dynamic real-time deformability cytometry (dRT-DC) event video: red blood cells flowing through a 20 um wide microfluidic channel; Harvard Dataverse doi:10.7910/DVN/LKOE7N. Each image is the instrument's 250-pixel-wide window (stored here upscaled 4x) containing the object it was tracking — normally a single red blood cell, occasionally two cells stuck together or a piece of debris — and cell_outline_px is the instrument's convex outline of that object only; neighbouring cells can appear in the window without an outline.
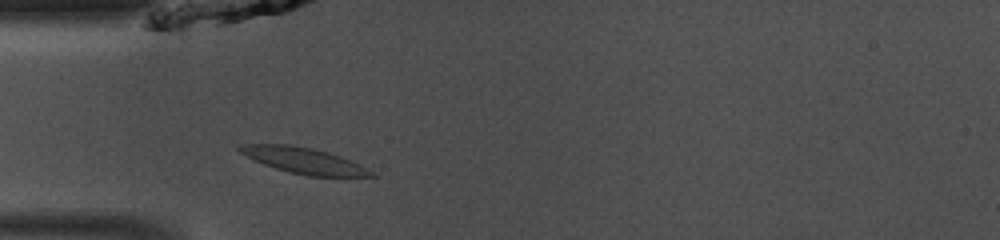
{"species": "common noctule bat (a hibernating species)", "species_latin": "Nyctalus noctula", "temperature_condition": "room temperature", "stored_images_in_passage": 40, "camera_frame_rate_fps": 3000, "um_per_image_px": 0.085, "animal": {"sex": "male", "body_mass_g": 13.0, "forearm_length_mm": 53.1}, "frame": {"image": 1, "passage_image": 6, "time_ms": 1.667, "image_size_px": [1000, 240], "cell_outline_px": [[376, 176], [308, 176], [288, 172], [264, 164], [240, 152], [236, 148], [244, 144], [288, 144], [312, 148], [328, 152], [340, 156], [360, 164], [376, 172]], "centroid_in_image_um": [25.87, 13.65], "position_along_channel_um": 59.1, "area_um2": 19.71}}
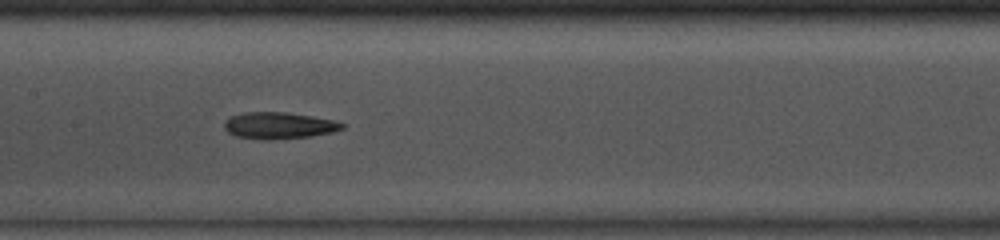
{"frame": {"image": 2, "passage_image": 15, "time_ms": 4.667, "image_size_px": [1000, 240], "cell_outline_px": [[348, 124], [344, 128], [332, 132], [312, 136], [268, 140], [236, 136], [228, 132], [224, 128], [224, 120], [232, 116], [244, 112], [288, 112], [332, 120]], "centroid_in_image_um": [23.71, 10.67], "position_along_channel_um": 183.7, "area_um2": 18.26}}
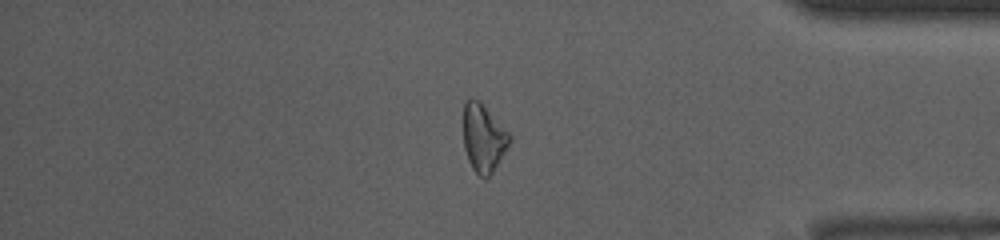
{"frame": {"image": 3, "passage_image": 32, "time_ms": 10.333, "image_size_px": [1000, 240], "cell_outline_px": [[512, 140], [492, 172], [488, 176], [480, 176], [472, 168], [468, 160], [464, 148], [464, 100], [480, 100], [512, 136]], "centroid_in_image_um": [41.1, 11.71], "position_along_channel_um": 394.1, "area_um2": 18.03}, "authors_computed_cell_mechanics": {"area_um2": 18.1781, "velocity_mm_per_s": 4.1607, "shape_relaxation_time_tau1_ms": 3.736, "shape_relaxation_time_tau2_ms": 8.9688, "deformation_change_tau1": 0.1351, "deformation_change_tau2": 0.2143}}